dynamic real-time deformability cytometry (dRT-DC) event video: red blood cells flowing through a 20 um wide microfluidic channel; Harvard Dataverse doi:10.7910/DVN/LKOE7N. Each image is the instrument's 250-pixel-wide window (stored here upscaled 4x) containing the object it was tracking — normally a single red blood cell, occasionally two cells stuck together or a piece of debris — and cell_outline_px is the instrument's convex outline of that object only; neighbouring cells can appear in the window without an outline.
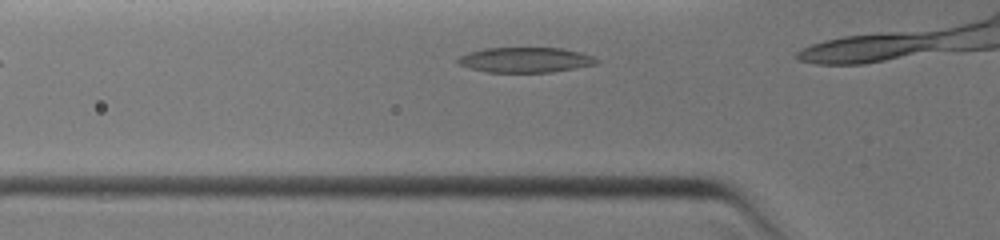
{"species": "common noctule bat (a hibernating species)", "species_latin": "Nyctalus noctula", "temperature_condition": "warm", "stored_images_in_passage": 5, "camera_frame_rate_fps": 3000, "um_per_image_px": 0.085, "animal": {"sex": "female", "body_mass_g": 19.0, "forearm_length_mm": 51.5}, "frame": {"image": 1, "passage_image": 3, "time_ms": 0.667, "image_size_px": [1000, 240], "cell_outline_px": [[600, 60], [596, 64], [576, 68], [552, 72], [488, 72], [472, 68], [460, 64], [456, 60], [460, 56], [468, 52], [484, 48], [560, 48], [580, 52], [592, 56]], "centroid_in_image_um": [44.68, 5.09], "position_along_channel_um": 81.1, "area_um2": 20.17}}